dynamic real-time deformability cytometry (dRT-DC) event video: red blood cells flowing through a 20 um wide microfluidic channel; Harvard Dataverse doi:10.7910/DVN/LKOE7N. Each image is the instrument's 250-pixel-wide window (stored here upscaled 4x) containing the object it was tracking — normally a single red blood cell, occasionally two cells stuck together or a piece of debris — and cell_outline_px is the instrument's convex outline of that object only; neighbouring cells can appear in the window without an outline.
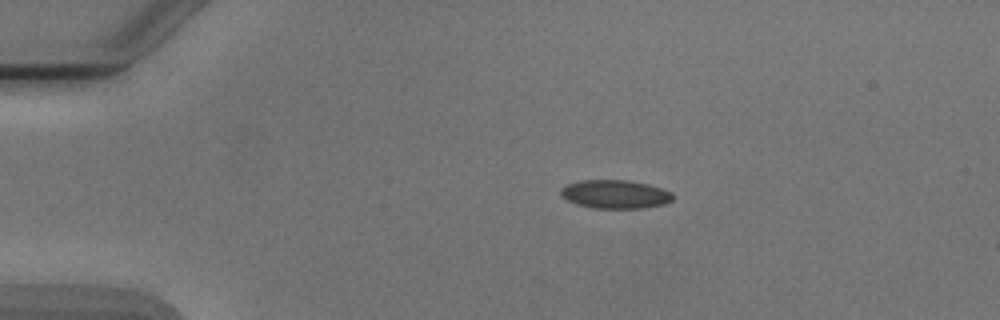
{"species": "Egyptian fruit bat (a non-hibernating species)", "species_latin": "Rousettus aegyptiacus", "temperature_condition": "cold", "stored_images_in_passage": 4, "camera_frame_rate_fps": 3000, "um_per_image_px": 0.085, "animal": {"sex": "male"}, "frame": {"image": 1, "passage_image": 2, "time_ms": 1.333, "image_size_px": [1000, 320], "cell_outline_px": [[676, 196], [672, 200], [664, 204], [640, 208], [592, 208], [576, 204], [568, 200], [560, 192], [568, 184], [580, 180], [628, 180], [648, 184], [664, 188], [672, 192]], "centroid_in_image_um": [52.36, 16.5], "position_along_channel_um": 32.6, "area_um2": 18.61}}